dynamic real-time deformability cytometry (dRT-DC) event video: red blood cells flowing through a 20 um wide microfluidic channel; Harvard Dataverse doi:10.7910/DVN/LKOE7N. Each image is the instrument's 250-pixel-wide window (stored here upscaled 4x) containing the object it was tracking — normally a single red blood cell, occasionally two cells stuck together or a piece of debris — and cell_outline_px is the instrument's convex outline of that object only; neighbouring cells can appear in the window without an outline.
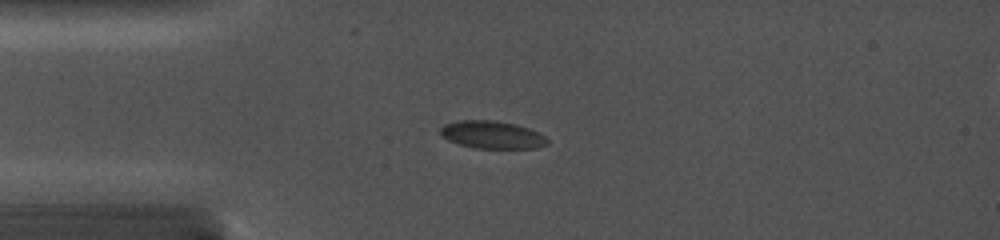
{"species": "common noctule bat (a hibernating species)", "species_latin": "Nyctalus noctula", "temperature_condition": "cold", "stored_images_in_passage": 9, "camera_frame_rate_fps": 5000, "um_per_image_px": 0.085, "animal": {"sex": "female", "body_mass_g": 19.0, "forearm_length_mm": 56.7}, "frame": {"image": 1, "passage_image": 1, "time_ms": 0.0, "image_size_px": [1000, 240], "cell_outline_px": [[548, 144], [536, 148], [476, 148], [460, 144], [448, 140], [440, 132], [440, 128], [444, 124], [456, 120], [496, 120], [516, 124], [528, 128], [544, 136], [548, 140]], "centroid_in_image_um": [41.82, 11.44], "position_along_channel_um": 43.2, "area_um2": 17.17}}
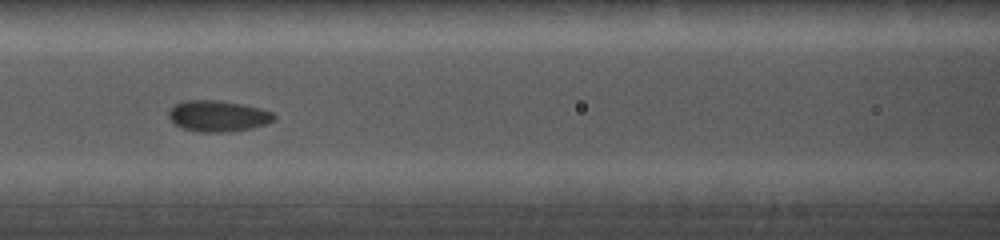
{"frame": {"image": 2, "passage_image": 4, "time_ms": 3.2, "image_size_px": [1000, 240], "cell_outline_px": [[276, 120], [252, 128], [232, 132], [200, 132], [184, 128], [176, 124], [168, 116], [168, 112], [176, 104], [184, 100], [220, 100], [244, 104], [260, 108], [272, 112], [276, 116]], "centroid_in_image_um": [18.57, 9.86], "position_along_channel_um": 148.0, "area_um2": 19.13}}
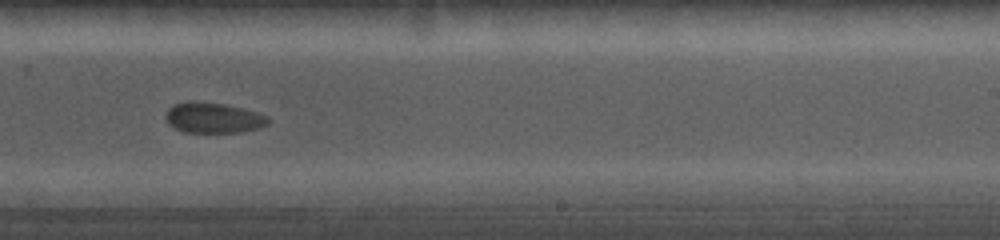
{"frame": {"image": 3, "passage_image": 8, "time_ms": 6.4, "image_size_px": [1000, 240], "cell_outline_px": [[272, 120], [268, 124], [260, 128], [240, 132], [184, 132], [172, 128], [168, 124], [164, 116], [168, 108], [172, 104], [188, 100], [196, 100], [224, 104], [244, 108], [268, 116]], "centroid_in_image_um": [18.1, 10.0], "position_along_channel_um": 270.9, "area_um2": 18.73}}